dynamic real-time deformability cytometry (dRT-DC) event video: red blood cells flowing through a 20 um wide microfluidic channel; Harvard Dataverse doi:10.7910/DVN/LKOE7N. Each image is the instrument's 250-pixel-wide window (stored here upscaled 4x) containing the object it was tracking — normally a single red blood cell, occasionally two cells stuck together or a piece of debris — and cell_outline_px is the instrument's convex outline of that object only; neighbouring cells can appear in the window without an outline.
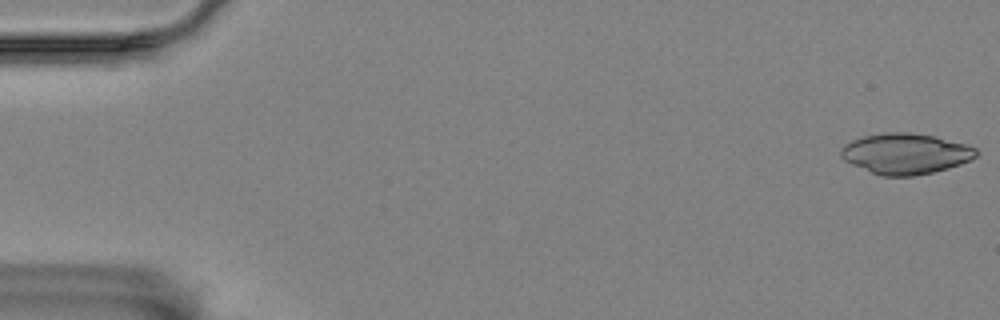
{"species": "Egyptian fruit bat (a non-hibernating species)", "species_latin": "Rousettus aegyptiacus", "temperature_condition": "room temperature", "stored_images_in_passage": 56, "camera_frame_rate_fps": 3000, "um_per_image_px": 0.085, "animal": {"sex": "female"}, "frame": {"image": 1, "passage_image": 1, "time_ms": 0.0, "image_size_px": [1000, 320], "cell_outline_px": [[980, 152], [972, 160], [948, 168], [932, 172], [912, 176], [880, 176], [852, 164], [844, 160], [840, 156], [840, 148], [844, 144], [852, 140], [864, 136], [884, 132], [908, 132], [932, 136], [968, 144], [976, 148]], "centroid_in_image_um": [76.97, 13.06], "position_along_channel_um": 8.0, "area_um2": 32.19}}